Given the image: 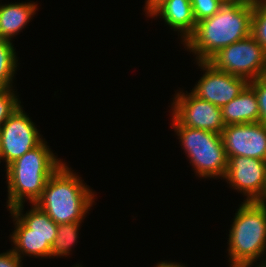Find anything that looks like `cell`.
Returning a JSON list of instances; mask_svg holds the SVG:
<instances>
[{
	"instance_id": "1",
	"label": "cell",
	"mask_w": 266,
	"mask_h": 267,
	"mask_svg": "<svg viewBox=\"0 0 266 267\" xmlns=\"http://www.w3.org/2000/svg\"><path fill=\"white\" fill-rule=\"evenodd\" d=\"M253 0H226L213 16L196 24L184 48L196 61H208L219 50L251 34Z\"/></svg>"
},
{
	"instance_id": "2",
	"label": "cell",
	"mask_w": 266,
	"mask_h": 267,
	"mask_svg": "<svg viewBox=\"0 0 266 267\" xmlns=\"http://www.w3.org/2000/svg\"><path fill=\"white\" fill-rule=\"evenodd\" d=\"M73 172L64 163L48 179L41 197L34 203L56 224L83 221L93 207L96 194Z\"/></svg>"
},
{
	"instance_id": "3",
	"label": "cell",
	"mask_w": 266,
	"mask_h": 267,
	"mask_svg": "<svg viewBox=\"0 0 266 267\" xmlns=\"http://www.w3.org/2000/svg\"><path fill=\"white\" fill-rule=\"evenodd\" d=\"M46 143L43 140L6 167L8 210L24 204L26 199L34 204L41 197L48 179L65 163Z\"/></svg>"
},
{
	"instance_id": "4",
	"label": "cell",
	"mask_w": 266,
	"mask_h": 267,
	"mask_svg": "<svg viewBox=\"0 0 266 267\" xmlns=\"http://www.w3.org/2000/svg\"><path fill=\"white\" fill-rule=\"evenodd\" d=\"M240 205L227 242L230 267H252L257 259L262 260L257 266H266V204L244 201Z\"/></svg>"
},
{
	"instance_id": "5",
	"label": "cell",
	"mask_w": 266,
	"mask_h": 267,
	"mask_svg": "<svg viewBox=\"0 0 266 267\" xmlns=\"http://www.w3.org/2000/svg\"><path fill=\"white\" fill-rule=\"evenodd\" d=\"M171 126L179 136L180 145L183 146L196 175L204 178L219 179L221 177L224 179L228 159L221 134L182 126L173 116Z\"/></svg>"
},
{
	"instance_id": "6",
	"label": "cell",
	"mask_w": 266,
	"mask_h": 267,
	"mask_svg": "<svg viewBox=\"0 0 266 267\" xmlns=\"http://www.w3.org/2000/svg\"><path fill=\"white\" fill-rule=\"evenodd\" d=\"M207 62L217 70L248 81L266 75V50L251 34L219 50Z\"/></svg>"
},
{
	"instance_id": "7",
	"label": "cell",
	"mask_w": 266,
	"mask_h": 267,
	"mask_svg": "<svg viewBox=\"0 0 266 267\" xmlns=\"http://www.w3.org/2000/svg\"><path fill=\"white\" fill-rule=\"evenodd\" d=\"M28 116L21 105L0 128V163L5 161V167L45 140Z\"/></svg>"
},
{
	"instance_id": "8",
	"label": "cell",
	"mask_w": 266,
	"mask_h": 267,
	"mask_svg": "<svg viewBox=\"0 0 266 267\" xmlns=\"http://www.w3.org/2000/svg\"><path fill=\"white\" fill-rule=\"evenodd\" d=\"M187 93V94H186ZM179 91L171 103L172 116L182 125L221 134L225 128L220 107L199 99L192 92Z\"/></svg>"
},
{
	"instance_id": "9",
	"label": "cell",
	"mask_w": 266,
	"mask_h": 267,
	"mask_svg": "<svg viewBox=\"0 0 266 267\" xmlns=\"http://www.w3.org/2000/svg\"><path fill=\"white\" fill-rule=\"evenodd\" d=\"M196 63L204 74L191 92L217 107L225 106L249 85L247 79L217 70L207 61Z\"/></svg>"
},
{
	"instance_id": "10",
	"label": "cell",
	"mask_w": 266,
	"mask_h": 267,
	"mask_svg": "<svg viewBox=\"0 0 266 267\" xmlns=\"http://www.w3.org/2000/svg\"><path fill=\"white\" fill-rule=\"evenodd\" d=\"M227 171L224 179L232 189L239 191L246 199L263 203L266 181V160L249 157L227 158Z\"/></svg>"
},
{
	"instance_id": "11",
	"label": "cell",
	"mask_w": 266,
	"mask_h": 267,
	"mask_svg": "<svg viewBox=\"0 0 266 267\" xmlns=\"http://www.w3.org/2000/svg\"><path fill=\"white\" fill-rule=\"evenodd\" d=\"M227 158L266 160V125L260 122L226 125L221 133Z\"/></svg>"
},
{
	"instance_id": "12",
	"label": "cell",
	"mask_w": 266,
	"mask_h": 267,
	"mask_svg": "<svg viewBox=\"0 0 266 267\" xmlns=\"http://www.w3.org/2000/svg\"><path fill=\"white\" fill-rule=\"evenodd\" d=\"M24 204H19L10 209L15 230L11 236H38L56 237L58 224H56L36 204L23 214Z\"/></svg>"
},
{
	"instance_id": "13",
	"label": "cell",
	"mask_w": 266,
	"mask_h": 267,
	"mask_svg": "<svg viewBox=\"0 0 266 267\" xmlns=\"http://www.w3.org/2000/svg\"><path fill=\"white\" fill-rule=\"evenodd\" d=\"M155 16H160L170 29L181 33L183 43L194 32L197 24L190 0H166L149 15L152 18Z\"/></svg>"
},
{
	"instance_id": "14",
	"label": "cell",
	"mask_w": 266,
	"mask_h": 267,
	"mask_svg": "<svg viewBox=\"0 0 266 267\" xmlns=\"http://www.w3.org/2000/svg\"><path fill=\"white\" fill-rule=\"evenodd\" d=\"M37 3L0 4V39L12 41L36 14Z\"/></svg>"
},
{
	"instance_id": "15",
	"label": "cell",
	"mask_w": 266,
	"mask_h": 267,
	"mask_svg": "<svg viewBox=\"0 0 266 267\" xmlns=\"http://www.w3.org/2000/svg\"><path fill=\"white\" fill-rule=\"evenodd\" d=\"M225 125L259 122V105L255 91L248 85L241 94L221 108Z\"/></svg>"
},
{
	"instance_id": "16",
	"label": "cell",
	"mask_w": 266,
	"mask_h": 267,
	"mask_svg": "<svg viewBox=\"0 0 266 267\" xmlns=\"http://www.w3.org/2000/svg\"><path fill=\"white\" fill-rule=\"evenodd\" d=\"M55 237L11 236L12 251L21 259L26 256L50 258ZM23 255V256H22Z\"/></svg>"
},
{
	"instance_id": "17",
	"label": "cell",
	"mask_w": 266,
	"mask_h": 267,
	"mask_svg": "<svg viewBox=\"0 0 266 267\" xmlns=\"http://www.w3.org/2000/svg\"><path fill=\"white\" fill-rule=\"evenodd\" d=\"M81 222L58 224L57 234L51 246V257L69 256L72 246L77 243Z\"/></svg>"
},
{
	"instance_id": "18",
	"label": "cell",
	"mask_w": 266,
	"mask_h": 267,
	"mask_svg": "<svg viewBox=\"0 0 266 267\" xmlns=\"http://www.w3.org/2000/svg\"><path fill=\"white\" fill-rule=\"evenodd\" d=\"M11 41L0 39V89L13 88V78L17 71L16 51Z\"/></svg>"
},
{
	"instance_id": "19",
	"label": "cell",
	"mask_w": 266,
	"mask_h": 267,
	"mask_svg": "<svg viewBox=\"0 0 266 267\" xmlns=\"http://www.w3.org/2000/svg\"><path fill=\"white\" fill-rule=\"evenodd\" d=\"M251 35L266 50V0H253Z\"/></svg>"
},
{
	"instance_id": "20",
	"label": "cell",
	"mask_w": 266,
	"mask_h": 267,
	"mask_svg": "<svg viewBox=\"0 0 266 267\" xmlns=\"http://www.w3.org/2000/svg\"><path fill=\"white\" fill-rule=\"evenodd\" d=\"M15 89H0V128L10 115L21 106Z\"/></svg>"
},
{
	"instance_id": "21",
	"label": "cell",
	"mask_w": 266,
	"mask_h": 267,
	"mask_svg": "<svg viewBox=\"0 0 266 267\" xmlns=\"http://www.w3.org/2000/svg\"><path fill=\"white\" fill-rule=\"evenodd\" d=\"M226 0H190L196 23L217 13Z\"/></svg>"
},
{
	"instance_id": "22",
	"label": "cell",
	"mask_w": 266,
	"mask_h": 267,
	"mask_svg": "<svg viewBox=\"0 0 266 267\" xmlns=\"http://www.w3.org/2000/svg\"><path fill=\"white\" fill-rule=\"evenodd\" d=\"M259 105V122L266 125V75L249 81Z\"/></svg>"
},
{
	"instance_id": "23",
	"label": "cell",
	"mask_w": 266,
	"mask_h": 267,
	"mask_svg": "<svg viewBox=\"0 0 266 267\" xmlns=\"http://www.w3.org/2000/svg\"><path fill=\"white\" fill-rule=\"evenodd\" d=\"M22 260L12 251L0 253V267H22Z\"/></svg>"
},
{
	"instance_id": "24",
	"label": "cell",
	"mask_w": 266,
	"mask_h": 267,
	"mask_svg": "<svg viewBox=\"0 0 266 267\" xmlns=\"http://www.w3.org/2000/svg\"><path fill=\"white\" fill-rule=\"evenodd\" d=\"M145 7L144 11L146 12V15L149 16L161 3H163L166 0H145Z\"/></svg>"
},
{
	"instance_id": "25",
	"label": "cell",
	"mask_w": 266,
	"mask_h": 267,
	"mask_svg": "<svg viewBox=\"0 0 266 267\" xmlns=\"http://www.w3.org/2000/svg\"><path fill=\"white\" fill-rule=\"evenodd\" d=\"M155 267H186L183 264H180L178 262H171V261H162L160 263H157V265Z\"/></svg>"
},
{
	"instance_id": "26",
	"label": "cell",
	"mask_w": 266,
	"mask_h": 267,
	"mask_svg": "<svg viewBox=\"0 0 266 267\" xmlns=\"http://www.w3.org/2000/svg\"><path fill=\"white\" fill-rule=\"evenodd\" d=\"M263 204H266V181H265V186H264V191H263Z\"/></svg>"
},
{
	"instance_id": "27",
	"label": "cell",
	"mask_w": 266,
	"mask_h": 267,
	"mask_svg": "<svg viewBox=\"0 0 266 267\" xmlns=\"http://www.w3.org/2000/svg\"><path fill=\"white\" fill-rule=\"evenodd\" d=\"M73 267V266H72ZM74 267H82L81 265H79V264H77L76 266H74Z\"/></svg>"
}]
</instances>
